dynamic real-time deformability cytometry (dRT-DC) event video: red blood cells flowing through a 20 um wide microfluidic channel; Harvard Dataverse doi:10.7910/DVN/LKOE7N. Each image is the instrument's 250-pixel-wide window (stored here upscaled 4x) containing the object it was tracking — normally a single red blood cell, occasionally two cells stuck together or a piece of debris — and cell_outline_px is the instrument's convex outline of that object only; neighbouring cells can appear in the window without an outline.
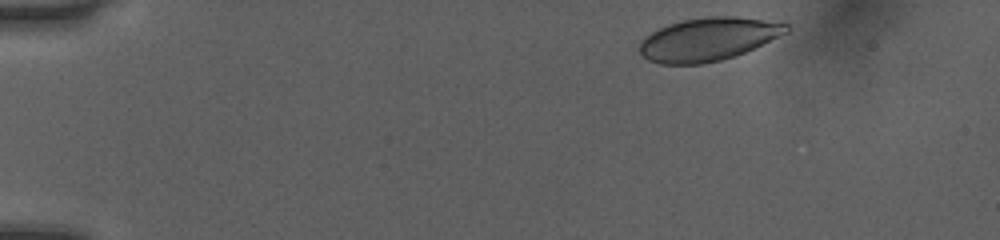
{"species": "human", "species_latin": "Homo sapiens", "temperature_condition": "room temperature", "stored_images_in_passage": 43, "camera_frame_rate_fps": 3000, "um_per_image_px": 0.085, "donor": {"sex": "female"}, "frame": {"image": 1, "passage_image": 2, "time_ms": 0.333, "image_size_px": [1000, 240], "cell_outline_px": [[788, 32], [780, 36], [736, 56], [704, 64], [660, 64], [648, 60], [640, 52], [640, 40], [652, 32], [668, 24], [680, 20], [708, 16], [736, 16], [788, 24]], "centroid_in_image_um": [60.17, 3.34], "position_along_channel_um": 24.8, "area_um2": 36.76}}
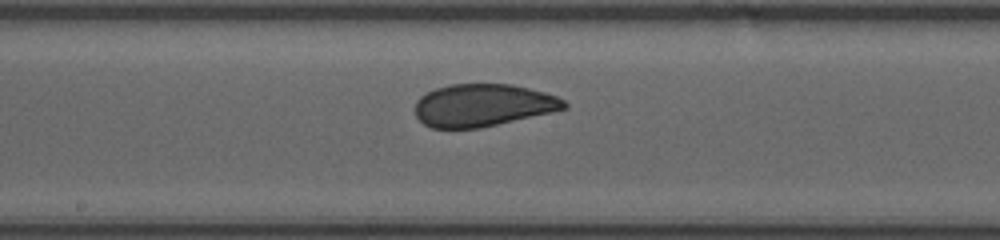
{"frame": {"image": 2, "passage_image": 23, "time_ms": 7.333, "image_size_px": [1000, 240], "cell_outline_px": [[568, 108], [552, 112], [480, 128], [432, 128], [424, 124], [416, 116], [416, 100], [420, 96], [436, 88], [448, 84], [512, 84], [544, 92], [556, 96], [564, 100], [568, 104]], "centroid_in_image_um": [41.05, 8.94], "position_along_channel_um": 207.1, "area_um2": 36.88}}
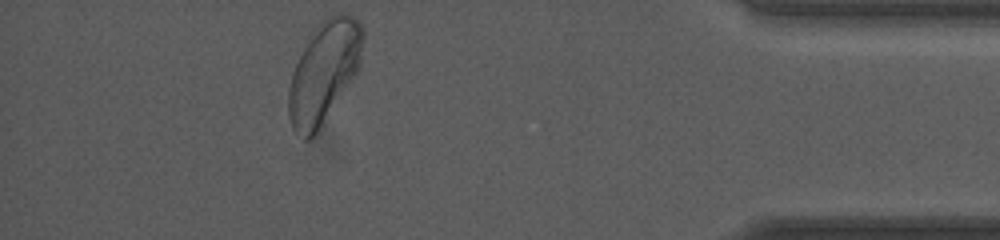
{"frame": {"image": 3, "passage_image": 41, "time_ms": 13.333, "image_size_px": [1000, 240], "cell_outline_px": [[364, 40], [360, 68], [320, 132], [308, 140], [304, 140], [292, 128], [288, 116], [288, 92], [292, 72], [312, 32], [320, 20], [324, 16], [336, 12], [344, 12], [356, 16], [360, 20], [364, 28]], "centroid_in_image_um": [27.58, 6.12], "position_along_channel_um": 407.6, "area_um2": 45.2}, "authors_computed_cell_mechanics": {"area_um2": 38.0902, "velocity_mm_per_s": 4.0281, "shape_relaxation_time_tau1_ms": 5.0742, "shape_relaxation_time_tau2_ms": null, "deformation_change_tau1": 0.1223, "deformation_change_tau2": null}}